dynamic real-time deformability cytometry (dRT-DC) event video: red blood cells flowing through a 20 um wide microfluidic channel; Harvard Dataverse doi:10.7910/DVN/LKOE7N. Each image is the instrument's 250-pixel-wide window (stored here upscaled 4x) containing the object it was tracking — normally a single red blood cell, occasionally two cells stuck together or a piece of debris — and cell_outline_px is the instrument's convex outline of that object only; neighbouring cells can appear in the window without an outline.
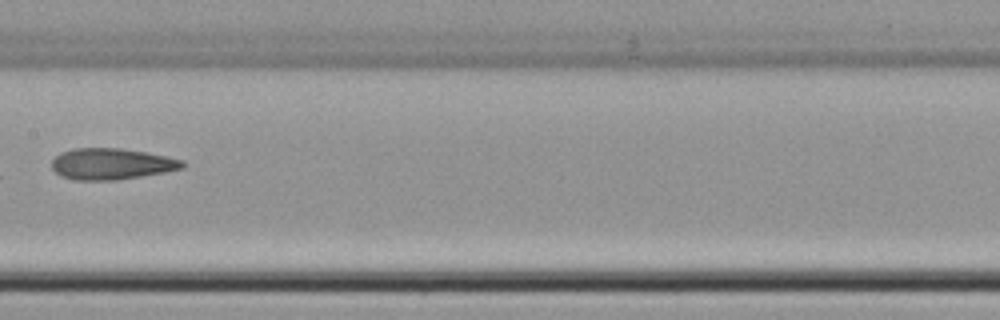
{"species": "common noctule bat (a hibernating species)", "species_latin": "Nyctalus noctula", "temperature_condition": "cold", "stored_images_in_passage": 7, "camera_frame_rate_fps": 3000, "um_per_image_px": 0.085, "animal": {"sex": "female", "body_mass_g": 22.7, "forearm_length_mm": 54.2}, "frame": {"image": 1, "passage_image": 7, "time_ms": 8.0, "image_size_px": [1000, 320], "cell_outline_px": [[184, 168], [164, 172], [116, 180], [72, 180], [60, 176], [52, 168], [52, 160], [60, 152], [72, 148], [120, 148], [144, 152], [184, 160]], "centroid_in_image_um": [9.43, 13.93], "position_along_channel_um": 198.0, "area_um2": 23.76}}